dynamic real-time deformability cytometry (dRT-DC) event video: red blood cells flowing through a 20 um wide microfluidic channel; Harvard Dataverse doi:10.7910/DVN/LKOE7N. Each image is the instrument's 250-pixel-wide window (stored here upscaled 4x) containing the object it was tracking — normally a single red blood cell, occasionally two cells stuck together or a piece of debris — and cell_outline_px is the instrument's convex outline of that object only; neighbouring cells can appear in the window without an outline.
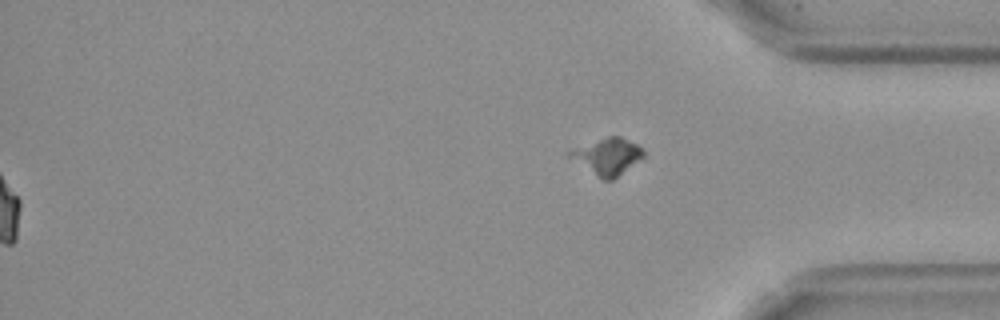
{"species": "Egyptian fruit bat (a non-hibernating species)", "species_latin": "Rousettus aegyptiacus", "temperature_condition": "cold", "stored_images_in_passage": 58, "segment_of_instrument_passage": [2, 2], "camera_frame_rate_fps": 3000, "um_per_image_px": 0.085, "frame": {"image": 1, "passage_image": 58, "time_ms": 19.0, "image_size_px": [1000, 320], "cell_outline_px": [[644, 156], [612, 180], [604, 180], [568, 156], [564, 152], [608, 136], [620, 136], [644, 148]], "centroid_in_image_um": [51.64, 13.27], "position_along_channel_um": 383.6, "area_um2": 15.2}}